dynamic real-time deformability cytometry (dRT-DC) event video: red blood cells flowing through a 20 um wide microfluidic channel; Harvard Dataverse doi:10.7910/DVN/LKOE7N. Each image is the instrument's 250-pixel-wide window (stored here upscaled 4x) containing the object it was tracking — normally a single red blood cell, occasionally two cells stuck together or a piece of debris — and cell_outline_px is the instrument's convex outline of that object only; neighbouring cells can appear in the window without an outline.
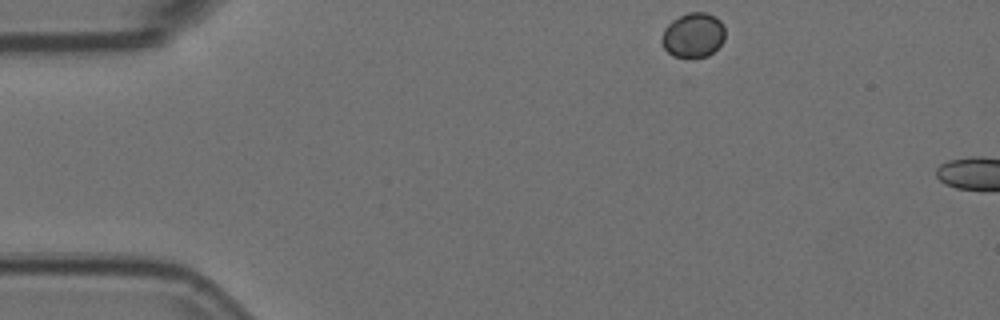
{"species": "Egyptian fruit bat (a non-hibernating species)", "species_latin": "Rousettus aegyptiacus", "temperature_condition": "room temperature", "stored_images_in_passage": 4, "camera_frame_rate_fps": 3000, "um_per_image_px": 0.085, "animal": {"sex": "female"}, "frame": {"image": 1, "passage_image": 1, "time_ms": 0.0, "image_size_px": [1000, 320], "cell_outline_px": [[724, 40], [708, 56], [692, 60], [672, 56], [664, 48], [660, 40], [664, 28], [672, 20], [688, 12], [704, 12], [716, 16], [724, 24]], "centroid_in_image_um": [58.91, 3.02], "position_along_channel_um": 26.1, "area_um2": 16.94}}